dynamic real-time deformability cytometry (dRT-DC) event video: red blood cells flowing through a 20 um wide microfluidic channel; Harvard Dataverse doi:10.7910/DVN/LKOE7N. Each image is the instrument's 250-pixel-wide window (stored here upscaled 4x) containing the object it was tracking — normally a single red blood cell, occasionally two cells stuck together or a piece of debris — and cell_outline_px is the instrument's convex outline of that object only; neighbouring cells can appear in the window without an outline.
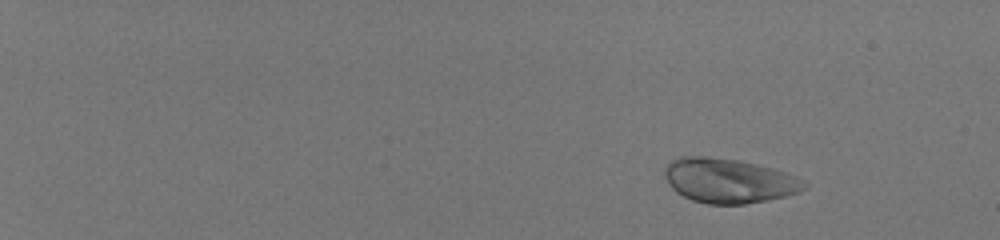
{"species": "human", "species_latin": "Homo sapiens", "temperature_condition": "room temperature", "stored_images_in_passage": 49, "camera_frame_rate_fps": 3000, "um_per_image_px": 0.085, "donor": {"sex": "male"}, "frame": {"image": 1, "passage_image": 1, "time_ms": 0.0, "image_size_px": [1000, 240], "cell_outline_px": [[808, 184], [804, 188], [796, 192], [784, 196], [744, 204], [708, 204], [692, 200], [676, 192], [668, 184], [664, 176], [664, 168], [672, 160], [680, 156], [708, 156], [740, 160], [788, 172], [796, 176]], "centroid_in_image_um": [61.91, 15.34], "position_along_channel_um": 23.1, "area_um2": 36.18}}
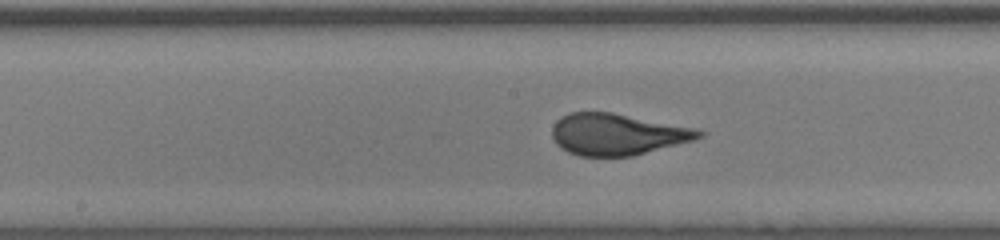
{"frame": {"image": 2, "passage_image": 28, "time_ms": 9.0, "image_size_px": [1000, 240], "cell_outline_px": [[708, 132], [704, 136], [696, 140], [632, 156], [580, 156], [568, 152], [560, 148], [556, 144], [552, 136], [552, 128], [556, 120], [568, 112], [612, 112], [700, 128]], "centroid_in_image_um": [52.54, 11.41], "position_along_channel_um": 195.7, "area_um2": 36.13}}
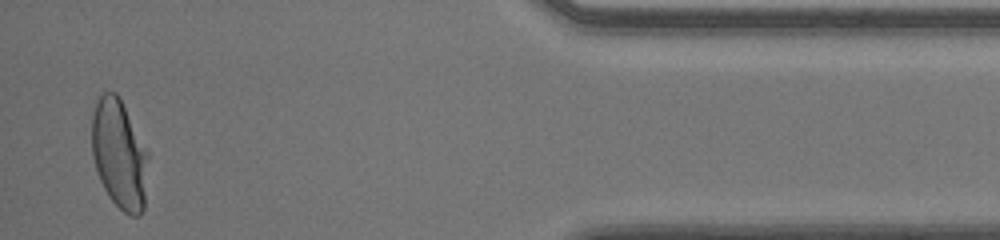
{"frame": {"image": 3, "passage_image": 48, "time_ms": 15.667, "image_size_px": [1000, 240], "cell_outline_px": [[148, 156], [144, 208], [140, 216], [132, 216], [124, 212], [108, 196], [100, 180], [92, 156], [92, 116], [96, 100], [104, 92], [116, 92], [120, 96], [148, 152]], "centroid_in_image_um": [10.14, 13.09], "position_along_channel_um": 425.1, "area_um2": 35.95}, "authors_computed_cell_mechanics": {"area_um2": 35.7782, "velocity_mm_per_s": 4.0759, "shape_relaxation_time_tau1_ms": 5.2694, "shape_relaxation_time_tau2_ms": null, "deformation_change_tau1": 0.1931, "deformation_change_tau2": null}}